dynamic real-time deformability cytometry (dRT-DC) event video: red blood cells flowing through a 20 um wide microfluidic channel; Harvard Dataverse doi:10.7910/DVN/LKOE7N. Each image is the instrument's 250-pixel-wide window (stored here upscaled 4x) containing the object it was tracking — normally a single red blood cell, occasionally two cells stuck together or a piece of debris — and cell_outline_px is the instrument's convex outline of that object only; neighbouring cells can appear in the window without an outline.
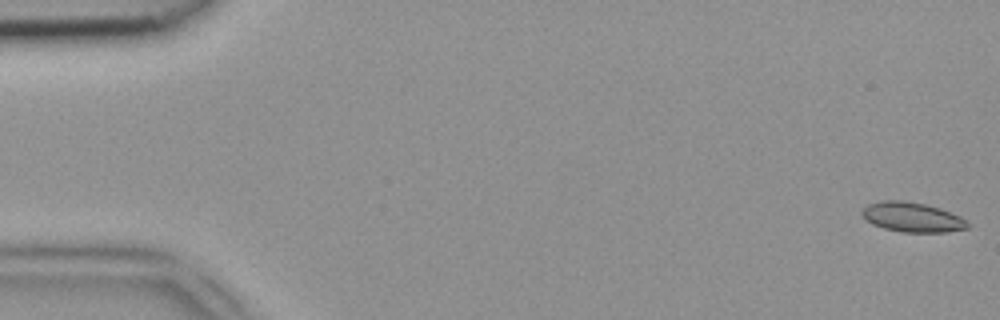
{"species": "common noctule bat (a hibernating species)", "species_latin": "Nyctalus noctula", "temperature_condition": "room temperature", "stored_images_in_passage": 13, "camera_frame_rate_fps": 3000, "um_per_image_px": 0.085, "animal": {"sex": "female", "body_mass_g": 18.4}, "frame": {"image": 1, "passage_image": 1, "time_ms": 0.0, "image_size_px": [1000, 320], "cell_outline_px": [[968, 228], [944, 232], [904, 232], [884, 228], [872, 224], [860, 212], [868, 204], [880, 200], [904, 200], [924, 204], [940, 208], [960, 216], [968, 220]], "centroid_in_image_um": [77.55, 18.45], "position_along_channel_um": 7.5, "area_um2": 18.21}}